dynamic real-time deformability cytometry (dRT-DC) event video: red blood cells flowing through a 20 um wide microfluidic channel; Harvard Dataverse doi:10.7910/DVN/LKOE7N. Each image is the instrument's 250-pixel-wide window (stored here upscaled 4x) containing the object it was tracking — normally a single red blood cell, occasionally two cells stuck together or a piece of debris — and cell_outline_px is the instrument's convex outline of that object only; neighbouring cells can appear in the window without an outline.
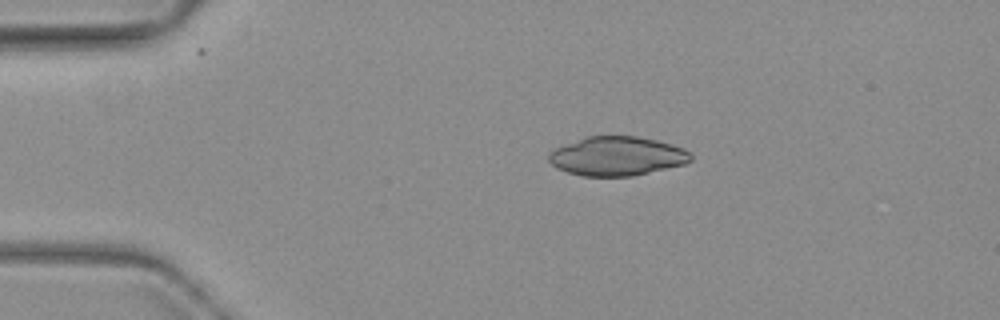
{"species": "common noctule bat (a hibernating species)", "species_latin": "Nyctalus noctula", "temperature_condition": "warm", "stored_images_in_passage": 4, "camera_frame_rate_fps": 3000, "um_per_image_px": 0.085, "animal": {"sex": "female", "body_mass_g": 19.3, "forearm_length_mm": 54.1}, "frame": {"image": 1, "passage_image": 1, "time_ms": 0.0, "image_size_px": [1000, 320], "cell_outline_px": [[692, 160], [684, 164], [632, 176], [584, 176], [568, 172], [556, 168], [548, 160], [548, 152], [556, 148], [584, 136], [636, 136], [656, 140], [672, 144], [684, 148], [692, 156]], "centroid_in_image_um": [52.43, 13.26], "position_along_channel_um": 32.6, "area_um2": 32.31}}